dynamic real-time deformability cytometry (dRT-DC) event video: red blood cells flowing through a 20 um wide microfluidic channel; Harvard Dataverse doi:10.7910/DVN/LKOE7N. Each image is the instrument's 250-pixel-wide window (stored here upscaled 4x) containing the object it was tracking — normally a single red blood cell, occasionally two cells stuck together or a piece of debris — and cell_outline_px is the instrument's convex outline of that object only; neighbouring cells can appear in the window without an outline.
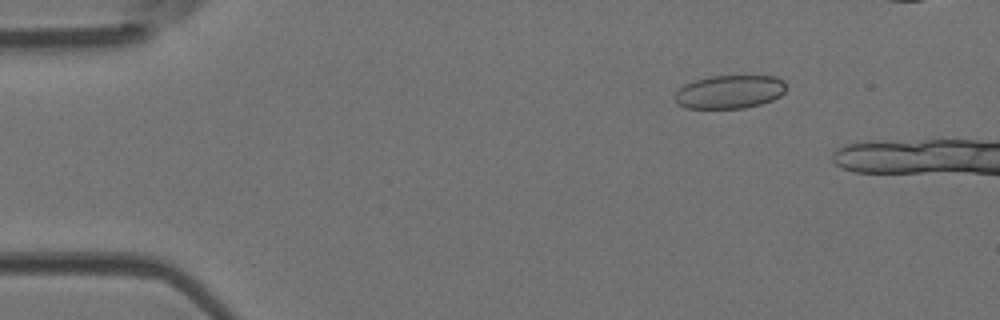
{"species": "Egyptian fruit bat (a non-hibernating species)", "species_latin": "Rousettus aegyptiacus", "temperature_condition": "room temperature", "stored_images_in_passage": 3, "camera_frame_rate_fps": 3000, "um_per_image_px": 0.085, "animal": {"sex": "female"}, "frame": {"image": 1, "passage_image": 1, "time_ms": 0.0, "image_size_px": [1000, 320], "cell_outline_px": [[788, 88], [780, 96], [772, 100], [760, 104], [744, 108], [688, 108], [676, 104], [672, 96], [684, 84], [696, 80], [712, 76], [776, 76], [784, 80]], "centroid_in_image_um": [62.02, 7.8], "position_along_channel_um": 23.0, "area_um2": 21.85}}